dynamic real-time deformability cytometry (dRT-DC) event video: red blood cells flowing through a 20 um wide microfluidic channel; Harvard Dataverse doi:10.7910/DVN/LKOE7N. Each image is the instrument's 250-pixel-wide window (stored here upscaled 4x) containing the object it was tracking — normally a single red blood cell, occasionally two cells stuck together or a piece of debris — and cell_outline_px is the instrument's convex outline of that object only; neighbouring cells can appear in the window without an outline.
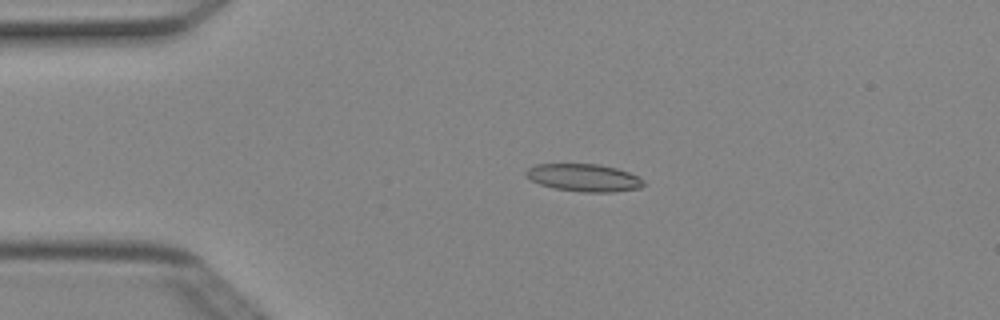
{"species": "Egyptian fruit bat (a non-hibernating species)", "species_latin": "Rousettus aegyptiacus", "temperature_condition": "cold", "stored_images_in_passage": 4, "camera_frame_rate_fps": 3000, "um_per_image_px": 0.085, "animal": {"sex": "female"}, "frame": {"image": 1, "passage_image": 3, "time_ms": 0.667, "image_size_px": [1000, 320], "cell_outline_px": [[644, 184], [640, 188], [612, 192], [584, 192], [556, 188], [540, 184], [532, 180], [524, 172], [528, 168], [536, 164], [600, 164], [616, 168], [640, 176], [644, 180]], "centroid_in_image_um": [49.67, 15.09], "position_along_channel_um": 35.3, "area_um2": 18.79}}